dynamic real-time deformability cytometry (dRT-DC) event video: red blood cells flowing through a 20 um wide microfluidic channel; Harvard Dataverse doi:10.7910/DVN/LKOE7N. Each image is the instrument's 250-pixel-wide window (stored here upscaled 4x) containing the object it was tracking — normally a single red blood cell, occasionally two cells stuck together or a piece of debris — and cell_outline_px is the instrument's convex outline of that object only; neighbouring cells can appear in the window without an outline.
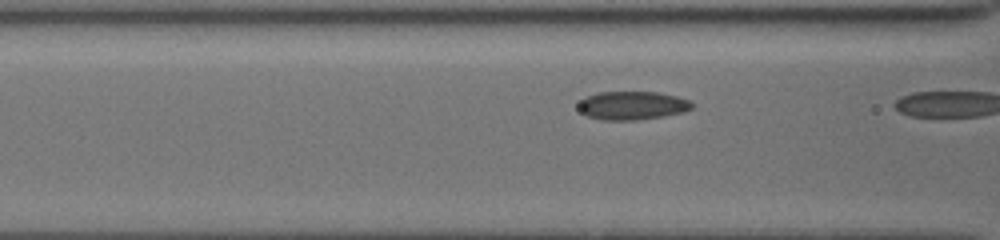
{"species": "common noctule bat (a hibernating species)", "species_latin": "Nyctalus noctula", "temperature_condition": "cold", "stored_images_in_passage": 9, "camera_frame_rate_fps": 3000, "um_per_image_px": 0.085, "animal": {"sex": "female", "body_mass_g": 19.5, "forearm_length_mm": 54.1}, "frame": {"image": 1, "passage_image": 8, "time_ms": 3.0, "image_size_px": [1000, 240], "cell_outline_px": [[692, 108], [684, 112], [664, 116], [636, 120], [600, 120], [588, 116], [580, 112], [580, 100], [584, 96], [600, 92], [656, 92], [676, 96], [688, 100], [692, 104]], "centroid_in_image_um": [53.72, 8.97], "position_along_channel_um": 112.9, "area_um2": 18.79}}